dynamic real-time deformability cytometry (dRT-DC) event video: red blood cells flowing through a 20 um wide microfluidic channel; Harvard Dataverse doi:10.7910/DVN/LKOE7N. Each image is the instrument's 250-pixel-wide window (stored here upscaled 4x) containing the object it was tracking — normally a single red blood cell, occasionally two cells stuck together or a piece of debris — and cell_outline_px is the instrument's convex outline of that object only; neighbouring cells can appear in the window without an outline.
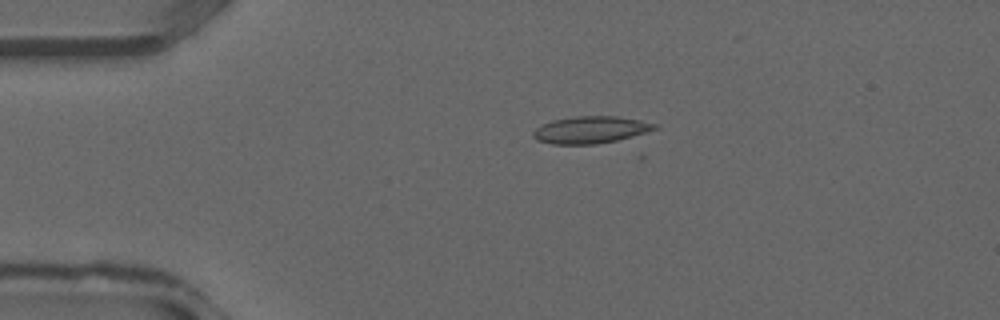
{"species": "common noctule bat (a hibernating species)", "species_latin": "Nyctalus noctula", "temperature_condition": "warm", "stored_images_in_passage": 31, "camera_frame_rate_fps": 3000, "um_per_image_px": 0.085, "animal": {"sex": "male", "forearm_length_mm": 52.5}, "frame": {"image": 1, "passage_image": 5, "time_ms": 1.333, "image_size_px": [1000, 320], "cell_outline_px": [[660, 128], [632, 136], [616, 140], [596, 144], [552, 144], [536, 140], [532, 136], [532, 132], [536, 128], [552, 120], [572, 116], [616, 116], [640, 120], [656, 124]], "centroid_in_image_um": [50.18, 11.03], "position_along_channel_um": 34.8, "area_um2": 19.13}}
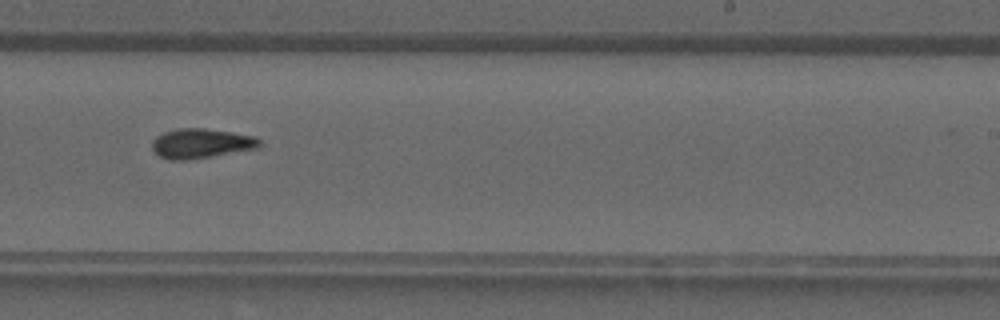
{"frame": {"image": 2, "passage_image": 20, "time_ms": 6.333, "image_size_px": [1000, 320], "cell_outline_px": [[260, 144], [256, 148], [212, 156], [188, 160], [168, 160], [160, 156], [152, 148], [152, 140], [156, 136], [164, 132], [180, 128], [204, 128], [232, 132], [256, 136], [260, 140]], "centroid_in_image_um": [17.07, 12.19], "position_along_channel_um": 271.9, "area_um2": 18.5}}
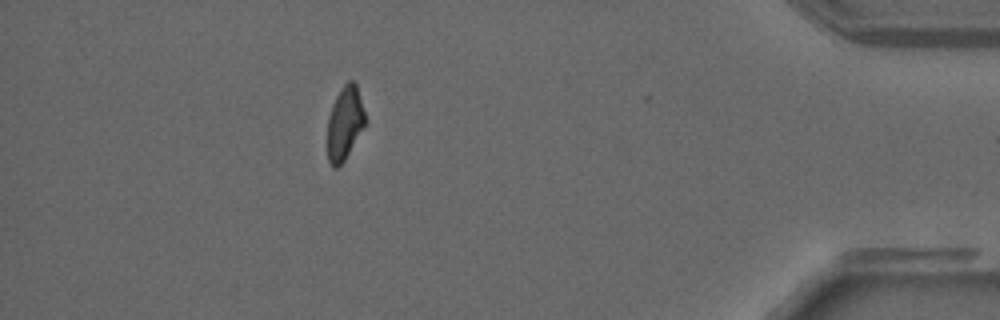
{"frame": {"image": 3, "passage_image": 30, "time_ms": 9.667, "image_size_px": [1000, 320], "cell_outline_px": [[368, 120], [344, 160], [336, 168], [332, 168], [328, 160], [328, 116], [332, 104], [336, 96], [344, 84], [348, 80], [352, 80], [356, 84]], "centroid_in_image_um": [29.32, 10.44], "position_along_channel_um": 405.9, "area_um2": 16.18}}